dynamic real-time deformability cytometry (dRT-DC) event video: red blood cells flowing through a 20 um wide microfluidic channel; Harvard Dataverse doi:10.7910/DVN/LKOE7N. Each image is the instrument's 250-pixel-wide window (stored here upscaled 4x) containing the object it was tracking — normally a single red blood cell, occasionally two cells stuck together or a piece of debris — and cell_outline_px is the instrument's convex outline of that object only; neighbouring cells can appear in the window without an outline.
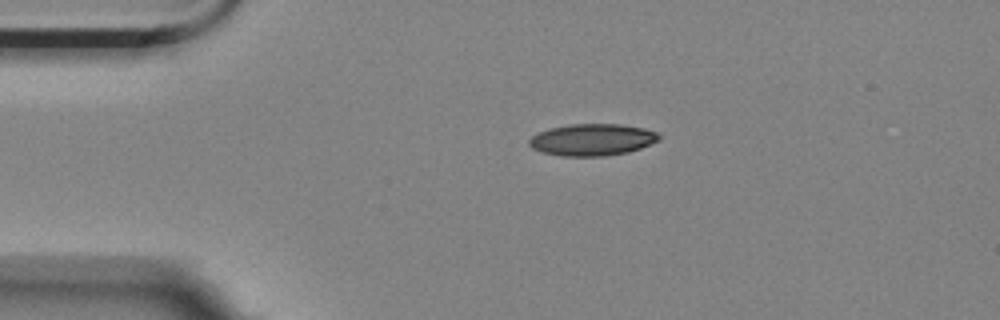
{"species": "Egyptian fruit bat (a non-hibernating species)", "species_latin": "Rousettus aegyptiacus", "temperature_condition": "room temperature", "stored_images_in_passage": 3, "camera_frame_rate_fps": 3000, "um_per_image_px": 0.085, "animal": {"sex": "female"}, "frame": {"image": 1, "passage_image": 3, "time_ms": 0.667, "image_size_px": [1000, 320], "cell_outline_px": [[660, 140], [640, 148], [628, 152], [604, 156], [560, 156], [540, 152], [532, 148], [528, 144], [528, 140], [532, 136], [548, 128], [572, 124], [620, 124], [644, 128], [656, 132], [660, 136]], "centroid_in_image_um": [50.32, 11.88], "position_along_channel_um": 34.7, "area_um2": 24.16}}